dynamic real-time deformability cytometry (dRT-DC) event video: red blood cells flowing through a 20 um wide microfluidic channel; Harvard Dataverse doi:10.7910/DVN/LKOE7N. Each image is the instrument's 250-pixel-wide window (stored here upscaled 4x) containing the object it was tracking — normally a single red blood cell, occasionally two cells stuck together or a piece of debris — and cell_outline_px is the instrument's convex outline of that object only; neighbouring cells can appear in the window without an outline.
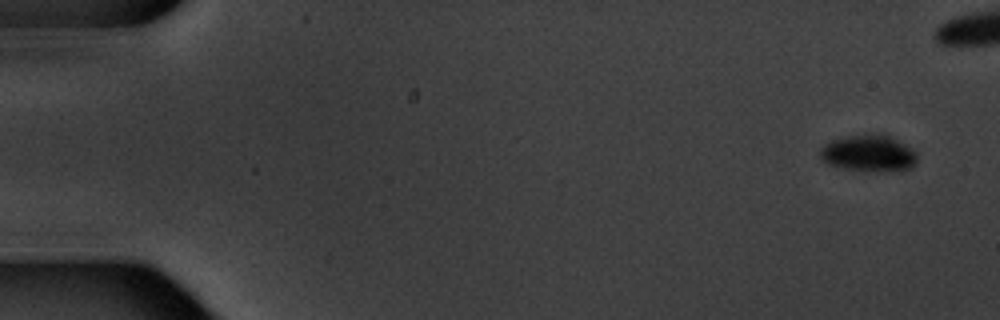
{"species": "common noctule bat (a hibernating species)", "species_latin": "Nyctalus noctula", "temperature_condition": "warm", "stored_images_in_passage": 6, "camera_frame_rate_fps": 3000, "um_per_image_px": 0.085, "animal": {"sex": "male", "body_mass_g": 20.1, "forearm_length_mm": 53.5}, "frame": {"image": 1, "passage_image": 1, "time_ms": 0.0, "image_size_px": [1000, 320], "cell_outline_px": [[916, 164], [912, 168], [900, 172], [888, 172], [848, 168], [828, 164], [820, 156], [820, 148], [824, 144], [832, 140], [848, 136], [888, 136], [912, 148], [916, 152]], "centroid_in_image_um": [73.89, 13.07], "position_along_channel_um": 11.1, "area_um2": 20.17}}